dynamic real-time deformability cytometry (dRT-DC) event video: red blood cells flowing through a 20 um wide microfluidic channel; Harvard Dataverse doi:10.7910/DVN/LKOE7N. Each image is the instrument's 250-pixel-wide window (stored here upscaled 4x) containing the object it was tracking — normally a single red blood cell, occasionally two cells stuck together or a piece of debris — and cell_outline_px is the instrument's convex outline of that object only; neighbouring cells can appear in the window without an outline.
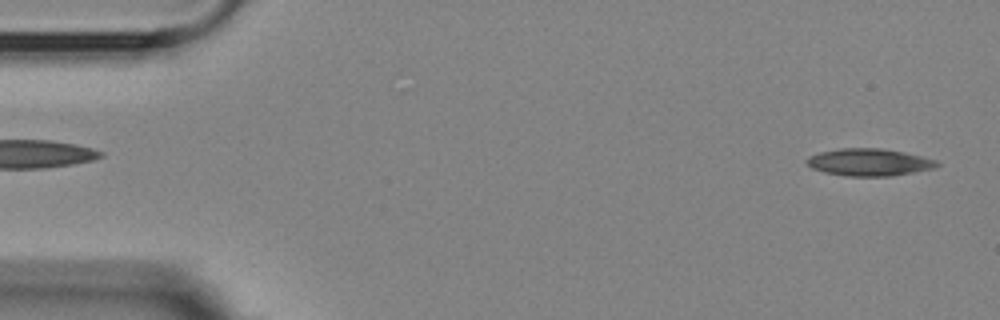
{"species": "Egyptian fruit bat (a non-hibernating species)", "species_latin": "Rousettus aegyptiacus", "temperature_condition": "room temperature", "stored_images_in_passage": 4, "segment_of_instrument_passage": [2, 2], "camera_frame_rate_fps": 3000, "um_per_image_px": 0.085, "animal": {"sex": "female"}, "frame": {"image": 1, "passage_image": 4, "time_ms": 4.333, "image_size_px": [1000, 320], "cell_outline_px": [[940, 164], [936, 168], [892, 176], [844, 176], [824, 172], [812, 168], [804, 160], [808, 156], [820, 152], [840, 148], [880, 148], [904, 152], [936, 160]], "centroid_in_image_um": [73.86, 13.79], "position_along_channel_um": 11.1, "area_um2": 20.75}}